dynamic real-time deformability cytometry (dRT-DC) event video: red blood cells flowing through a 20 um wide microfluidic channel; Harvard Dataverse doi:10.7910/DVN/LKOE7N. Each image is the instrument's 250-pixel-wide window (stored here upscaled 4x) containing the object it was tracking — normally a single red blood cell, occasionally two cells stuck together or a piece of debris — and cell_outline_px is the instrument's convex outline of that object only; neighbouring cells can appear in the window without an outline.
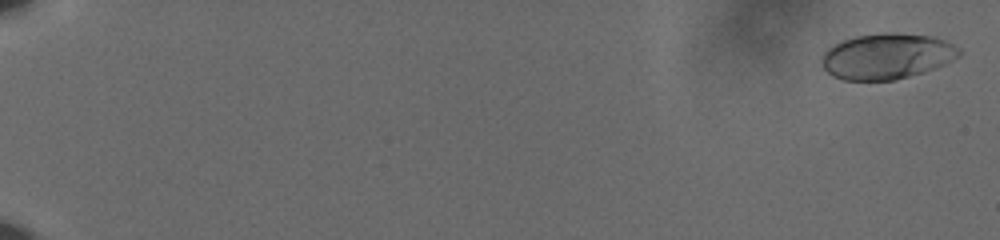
{"species": "human", "species_latin": "Homo sapiens", "temperature_condition": "cold", "stored_images_in_passage": 61, "camera_frame_rate_fps": 3000, "um_per_image_px": 0.085, "donor": {"sex": "male"}, "frame": {"image": 1, "passage_image": 2, "time_ms": 0.333, "image_size_px": [1000, 240], "cell_outline_px": [[960, 56], [944, 64], [924, 72], [896, 80], [844, 80], [832, 76], [824, 68], [820, 60], [820, 56], [828, 48], [844, 40], [856, 36], [880, 32], [896, 32], [932, 36], [944, 40], [960, 48]], "centroid_in_image_um": [75.38, 4.77], "position_along_channel_um": 9.6, "area_um2": 36.76}}
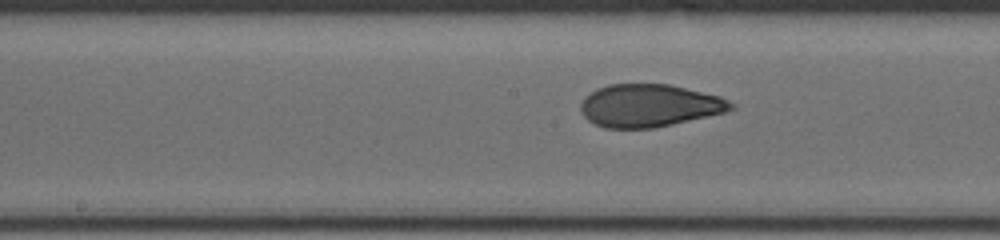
{"frame": {"image": 2, "passage_image": 35, "time_ms": 11.333, "image_size_px": [1000, 240], "cell_outline_px": [[736, 108], [724, 112], [656, 128], [604, 128], [588, 120], [584, 116], [580, 108], [580, 104], [592, 92], [608, 84], [668, 84], [720, 96], [736, 104]], "centroid_in_image_um": [55.22, 8.98], "position_along_channel_um": 193.0, "area_um2": 37.11}}
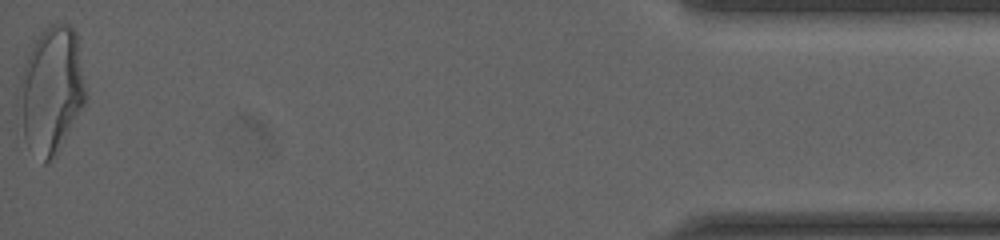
{"frame": {"image": 3, "passage_image": 61, "time_ms": 20.0, "image_size_px": [1000, 240], "cell_outline_px": [[88, 96], [84, 104], [52, 160], [44, 164], [28, 144], [24, 136], [16, 104], [16, 100], [20, 80], [32, 44], [44, 28], [56, 20], [68, 24], [76, 32]], "centroid_in_image_um": [4.36, 7.61], "position_along_channel_um": 430.8, "area_um2": 49.3}, "authors_computed_cell_mechanics": {"area_um2": 37.6278, "velocity_mm_per_s": 3.6182, "shape_relaxation_time_tau1_ms": 6.5692, "shape_relaxation_time_tau2_ms": 0.9656, "deformation_change_tau1": 0.2138, "deformation_change_tau2": 0.056}}